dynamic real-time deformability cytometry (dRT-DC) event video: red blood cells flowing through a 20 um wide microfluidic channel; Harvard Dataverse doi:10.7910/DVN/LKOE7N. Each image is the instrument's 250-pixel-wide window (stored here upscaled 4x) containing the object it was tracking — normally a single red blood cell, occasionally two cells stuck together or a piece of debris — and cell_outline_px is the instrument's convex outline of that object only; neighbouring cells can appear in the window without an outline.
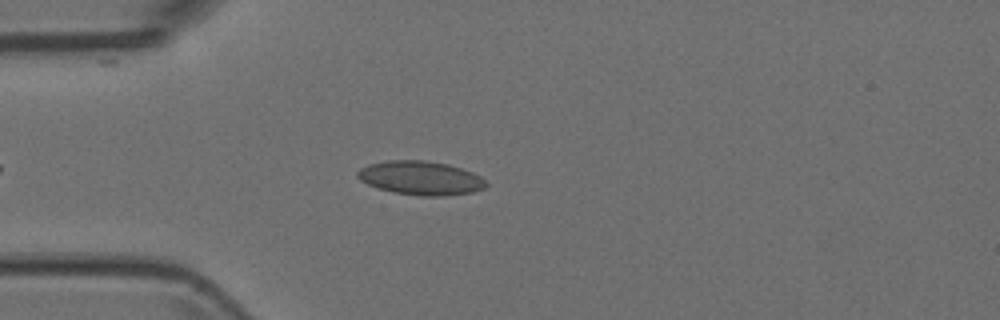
{"species": "Egyptian fruit bat (a non-hibernating species)", "species_latin": "Rousettus aegyptiacus", "temperature_condition": "room temperature", "stored_images_in_passage": 3, "camera_frame_rate_fps": 3000, "um_per_image_px": 0.085, "animal": {"sex": "female"}, "frame": {"image": 1, "passage_image": 3, "time_ms": 0.667, "image_size_px": [1000, 320], "cell_outline_px": [[488, 184], [484, 188], [472, 192], [448, 196], [420, 196], [392, 192], [368, 184], [360, 180], [356, 176], [356, 172], [360, 168], [368, 164], [388, 160], [424, 160], [448, 164], [472, 172], [480, 176]], "centroid_in_image_um": [35.74, 15.13], "position_along_channel_um": 49.3, "area_um2": 25.43}}